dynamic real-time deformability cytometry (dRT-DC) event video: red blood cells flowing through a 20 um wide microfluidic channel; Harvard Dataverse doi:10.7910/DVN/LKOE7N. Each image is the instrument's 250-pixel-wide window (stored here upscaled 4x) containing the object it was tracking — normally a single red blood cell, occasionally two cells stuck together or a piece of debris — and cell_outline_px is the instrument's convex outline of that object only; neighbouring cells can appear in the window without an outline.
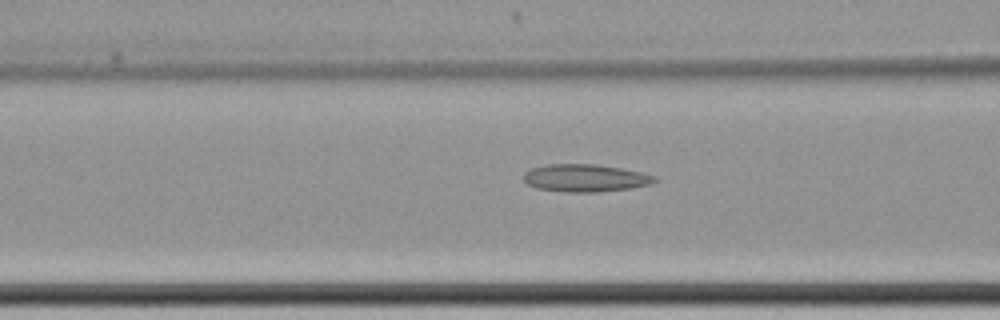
{"species": "common noctule bat (a hibernating species)", "species_latin": "Nyctalus noctula", "temperature_condition": "cold", "stored_images_in_passage": 56, "camera_frame_rate_fps": 3000, "um_per_image_px": 0.085, "animal": {"sex": "female", "body_mass_g": 22.7, "forearm_length_mm": 54.2}, "frame": {"image": 1, "passage_image": 28, "time_ms": 9.0, "image_size_px": [1000, 320], "cell_outline_px": [[660, 180], [652, 184], [632, 188], [600, 192], [564, 192], [536, 188], [528, 184], [524, 180], [524, 172], [532, 168], [544, 164], [596, 164], [620, 168], [640, 172], [656, 176]], "centroid_in_image_um": [49.77, 15.13], "position_along_channel_um": 116.8, "area_um2": 21.27}}
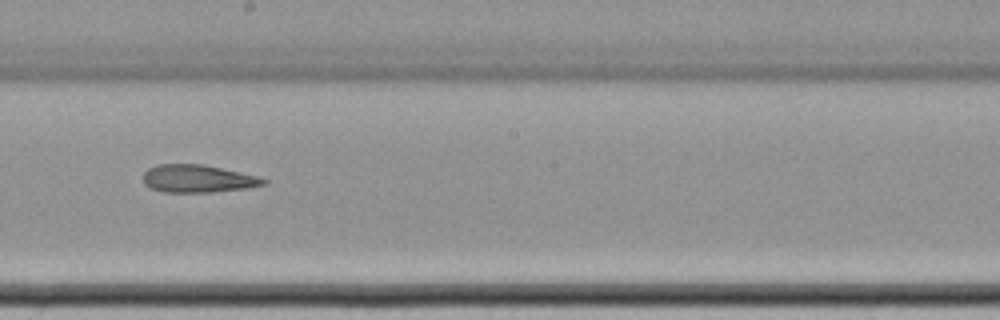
{"frame": {"image": 2, "passage_image": 38, "time_ms": 12.333, "image_size_px": [1000, 320], "cell_outline_px": [[268, 184], [248, 188], [212, 192], [164, 192], [152, 188], [144, 184], [144, 172], [148, 168], [156, 164], [200, 164], [220, 168], [256, 176], [268, 180]], "centroid_in_image_um": [16.81, 15.19], "position_along_channel_um": 231.4, "area_um2": 19.31}}
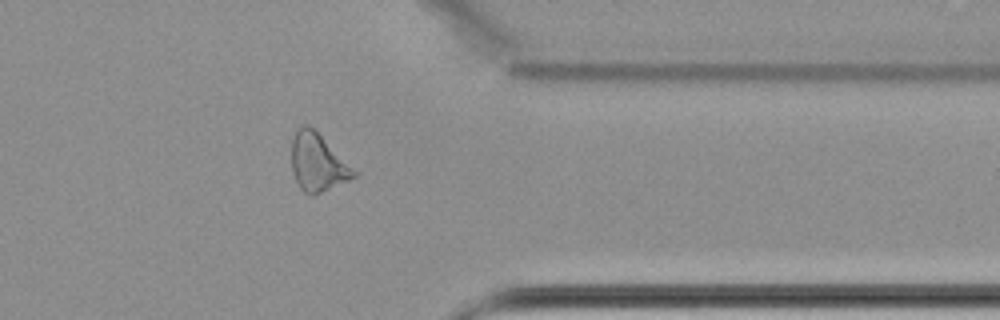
{"frame": {"image": 3, "passage_image": 52, "time_ms": 17.0, "image_size_px": [1000, 320], "cell_outline_px": [[360, 172], [356, 176], [348, 180], [312, 196], [308, 196], [300, 188], [292, 172], [292, 136], [296, 128], [304, 124], [308, 124]], "centroid_in_image_um": [27.01, 13.81], "position_along_channel_um": 384.4, "area_um2": 21.1}}